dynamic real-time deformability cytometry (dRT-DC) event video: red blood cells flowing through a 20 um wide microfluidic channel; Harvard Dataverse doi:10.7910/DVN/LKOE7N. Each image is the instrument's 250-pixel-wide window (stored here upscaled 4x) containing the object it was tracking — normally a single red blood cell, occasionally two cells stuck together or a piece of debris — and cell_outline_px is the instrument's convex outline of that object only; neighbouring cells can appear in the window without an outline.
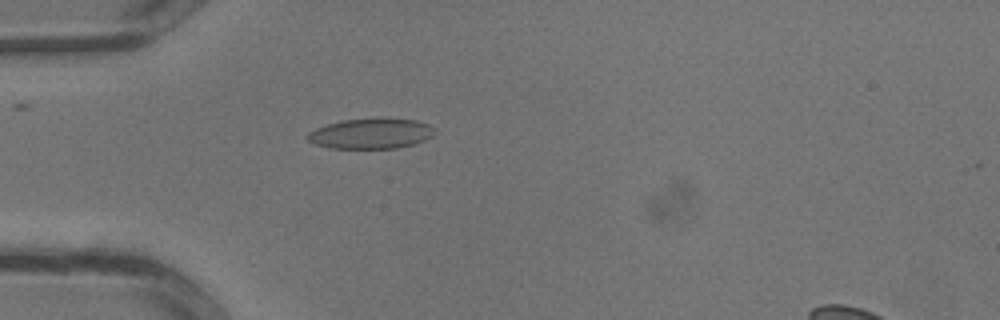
{"species": "common noctule bat (a hibernating species)", "species_latin": "Nyctalus noctula", "temperature_condition": "warm", "stored_images_in_passage": 35, "segment_of_instrument_passage": [1, 2], "camera_frame_rate_fps": 3000, "um_per_image_px": 0.085, "animal": {"sex": "male", "body_mass_g": 13.3}, "frame": {"image": 1, "passage_image": 10, "time_ms": 3.0, "image_size_px": [1000, 320], "cell_outline_px": [[436, 132], [432, 136], [424, 140], [412, 144], [396, 148], [328, 148], [316, 144], [308, 140], [304, 136], [308, 132], [316, 128], [340, 120], [376, 116], [388, 116], [416, 120], [428, 124]], "centroid_in_image_um": [31.52, 11.31], "position_along_channel_um": 53.5, "area_um2": 23.12}}
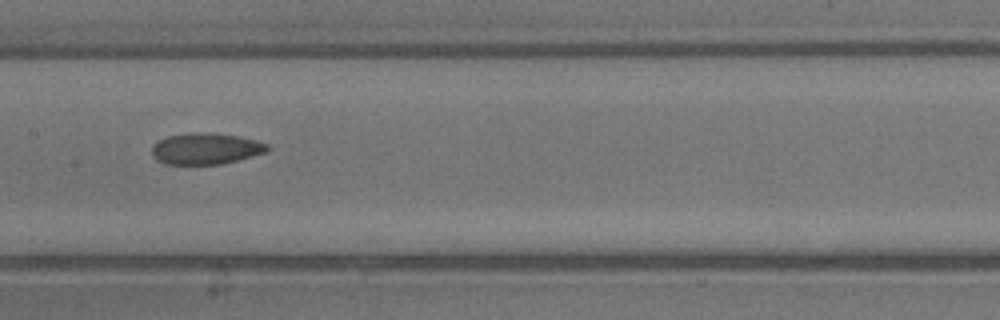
{"frame": {"image": 2, "passage_image": 17, "time_ms": 5.333, "image_size_px": [1000, 320], "cell_outline_px": [[272, 148], [268, 152], [220, 164], [164, 164], [156, 160], [152, 156], [152, 148], [160, 140], [168, 136], [196, 132], [240, 136], [256, 140], [268, 144]], "centroid_in_image_um": [17.53, 12.65], "position_along_channel_um": 189.9, "area_um2": 20.92}}
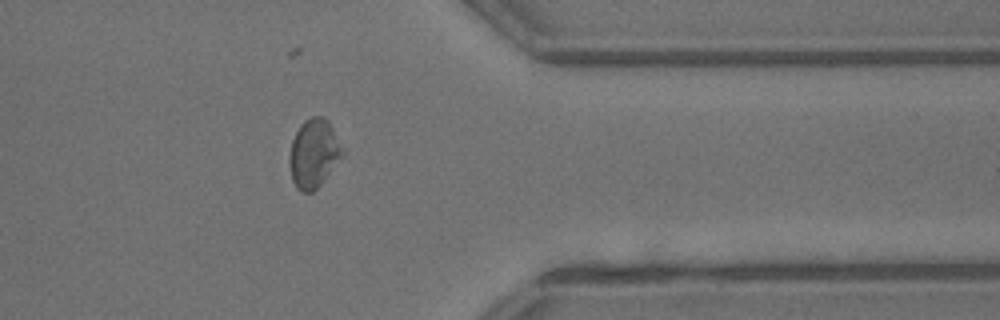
{"frame": {"image": 3, "passage_image": 27, "time_ms": 8.667, "image_size_px": [1000, 320], "cell_outline_px": [[344, 156], [320, 184], [312, 192], [300, 192], [296, 188], [292, 180], [288, 164], [288, 156], [292, 140], [300, 124], [304, 120], [312, 116], [324, 116], [328, 120], [344, 148]], "centroid_in_image_um": [26.67, 13.03], "position_along_channel_um": 384.7, "area_um2": 21.56}}